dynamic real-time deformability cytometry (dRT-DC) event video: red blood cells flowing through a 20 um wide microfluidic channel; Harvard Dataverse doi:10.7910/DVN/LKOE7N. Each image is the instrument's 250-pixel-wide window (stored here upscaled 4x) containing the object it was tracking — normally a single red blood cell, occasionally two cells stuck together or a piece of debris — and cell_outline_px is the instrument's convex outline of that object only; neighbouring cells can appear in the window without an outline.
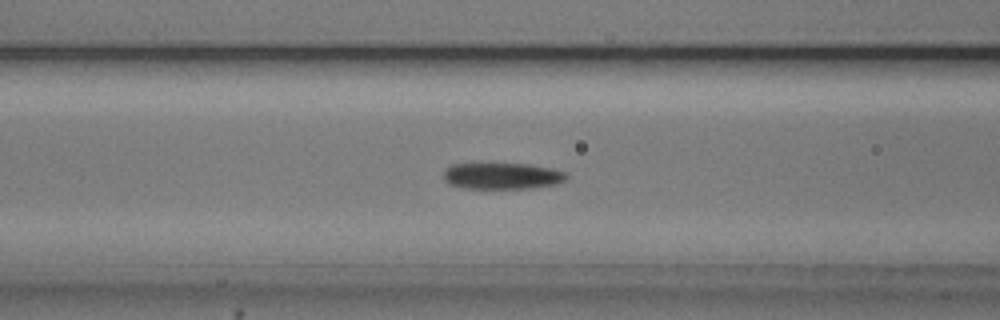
{"species": "common noctule bat (a hibernating species)", "species_latin": "Nyctalus noctula", "temperature_condition": "cold", "stored_images_in_passage": 54, "camera_frame_rate_fps": 3000, "um_per_image_px": 0.085, "animal": {"sex": "male", "body_mass_g": 20.5, "forearm_length_mm": 52.5}, "frame": {"image": 1, "passage_image": 22, "time_ms": 7.0, "image_size_px": [1000, 320], "cell_outline_px": [[568, 176], [564, 180], [556, 184], [532, 188], [460, 188], [448, 184], [444, 180], [444, 172], [452, 164], [528, 164], [552, 168], [568, 172]], "centroid_in_image_um": [42.7, 14.96], "position_along_channel_um": 123.9, "area_um2": 18.9}}
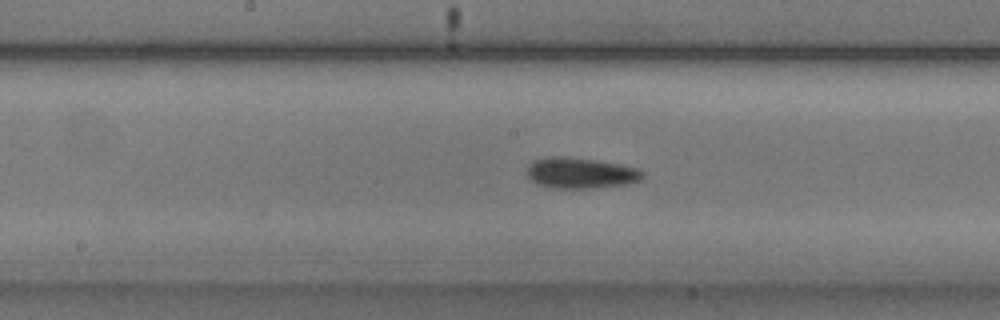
{"frame": {"image": 2, "passage_image": 28, "time_ms": 9.0, "image_size_px": [1000, 320], "cell_outline_px": [[644, 176], [640, 180], [628, 184], [592, 188], [548, 188], [536, 184], [528, 176], [528, 164], [532, 160], [548, 156], [568, 156], [620, 164], [636, 168], [644, 172]], "centroid_in_image_um": [49.32, 14.7], "position_along_channel_um": 198.9, "area_um2": 20.98}}
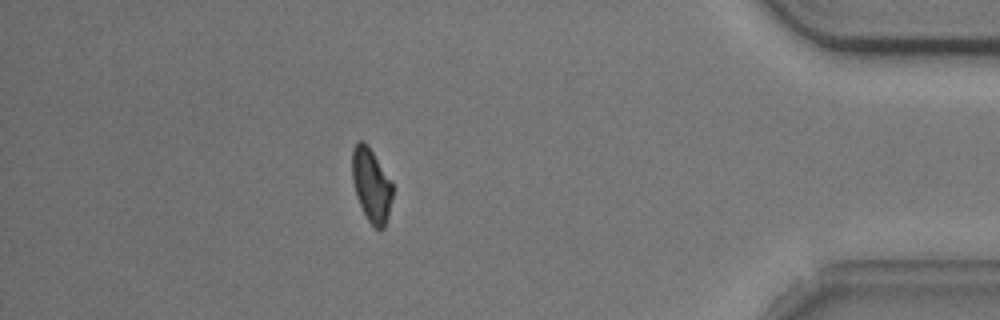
{"frame": {"image": 3, "passage_image": 48, "time_ms": 15.667, "image_size_px": [1000, 320], "cell_outline_px": [[392, 196], [388, 216], [384, 228], [376, 228], [368, 220], [356, 196], [352, 180], [352, 148], [356, 140], [364, 140], [368, 144], [392, 184]], "centroid_in_image_um": [31.53, 15.68], "position_along_channel_um": 403.7, "area_um2": 17.17}, "authors_computed_cell_mechanics": {"area_um2": 18.7561, "velocity_mm_per_s": 3.7323, "shape_relaxation_time_tau1_ms": 2.6865, "shape_relaxation_time_tau2_ms": null, "deformation_change_tau1": 0.1171, "deformation_change_tau2": null}}